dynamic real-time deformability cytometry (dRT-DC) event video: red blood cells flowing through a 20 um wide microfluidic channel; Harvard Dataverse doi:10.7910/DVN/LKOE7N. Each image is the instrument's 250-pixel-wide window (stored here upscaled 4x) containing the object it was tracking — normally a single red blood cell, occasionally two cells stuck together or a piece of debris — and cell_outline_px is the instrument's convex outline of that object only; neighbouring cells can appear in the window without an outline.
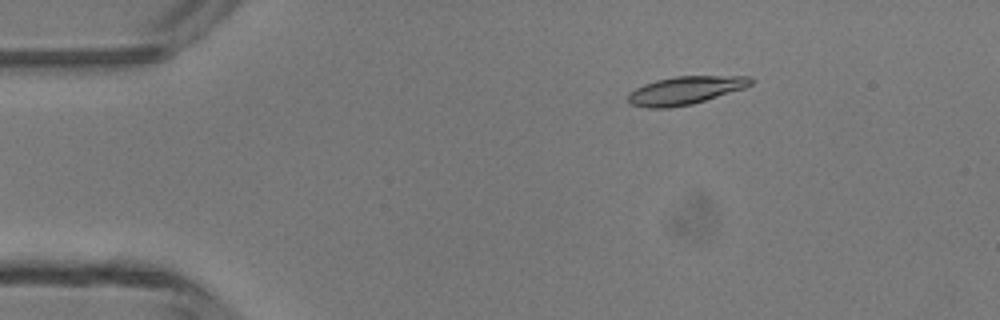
{"species": "common noctule bat (a hibernating species)", "species_latin": "Nyctalus noctula", "temperature_condition": "room temperature", "stored_images_in_passage": 5, "camera_frame_rate_fps": 3000, "um_per_image_px": 0.085, "animal": {"sex": "male", "body_mass_g": 13.3}, "frame": {"image": 1, "passage_image": 3, "time_ms": 2.333, "image_size_px": [1000, 320], "cell_outline_px": [[752, 84], [744, 88], [692, 104], [668, 108], [648, 108], [628, 104], [628, 92], [644, 84], [656, 80], [676, 76], [752, 76]], "centroid_in_image_um": [58.21, 7.68], "position_along_channel_um": 26.8, "area_um2": 20.06}}
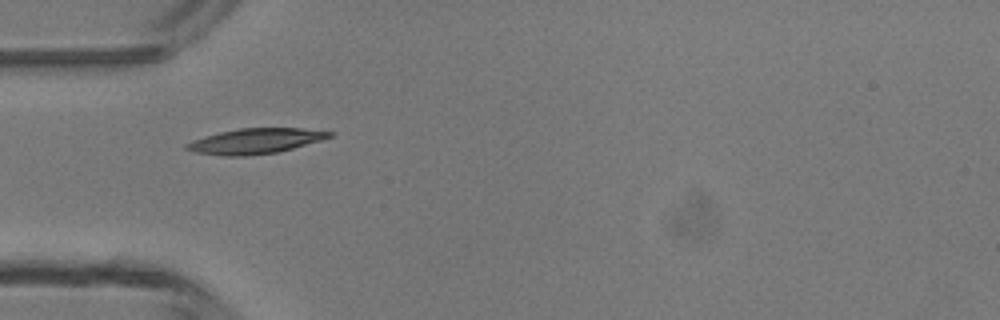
{"frame": {"image": 2, "passage_image": 5, "time_ms": 4.667, "image_size_px": [1000, 320], "cell_outline_px": [[336, 132], [332, 136], [320, 140], [292, 148], [276, 152], [244, 156], [224, 156], [196, 152], [184, 148], [184, 144], [192, 140], [204, 136], [220, 132], [240, 128], [300, 128]], "centroid_in_image_um": [21.68, 11.98], "position_along_channel_um": 63.3, "area_um2": 20.87}}